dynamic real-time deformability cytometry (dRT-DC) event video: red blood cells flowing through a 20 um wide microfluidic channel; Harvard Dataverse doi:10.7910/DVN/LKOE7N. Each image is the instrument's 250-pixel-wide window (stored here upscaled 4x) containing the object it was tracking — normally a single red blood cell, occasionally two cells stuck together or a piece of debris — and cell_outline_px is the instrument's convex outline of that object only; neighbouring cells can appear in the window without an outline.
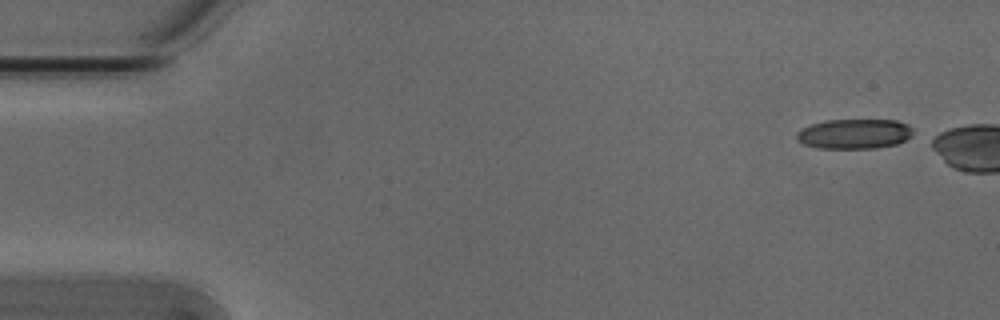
{"species": "Egyptian fruit bat (a non-hibernating species)", "species_latin": "Rousettus aegyptiacus", "temperature_condition": "cold", "stored_images_in_passage": 2, "camera_frame_rate_fps": 3000, "um_per_image_px": 0.085, "animal": {"sex": "male"}, "frame": {"image": 1, "passage_image": 1, "time_ms": 0.0, "image_size_px": [1000, 320], "cell_outline_px": [[912, 136], [896, 144], [876, 148], [816, 148], [804, 144], [796, 140], [796, 132], [800, 128], [812, 124], [828, 120], [896, 120], [908, 124], [912, 128]], "centroid_in_image_um": [72.59, 11.38], "position_along_channel_um": 12.4, "area_um2": 20.35}}